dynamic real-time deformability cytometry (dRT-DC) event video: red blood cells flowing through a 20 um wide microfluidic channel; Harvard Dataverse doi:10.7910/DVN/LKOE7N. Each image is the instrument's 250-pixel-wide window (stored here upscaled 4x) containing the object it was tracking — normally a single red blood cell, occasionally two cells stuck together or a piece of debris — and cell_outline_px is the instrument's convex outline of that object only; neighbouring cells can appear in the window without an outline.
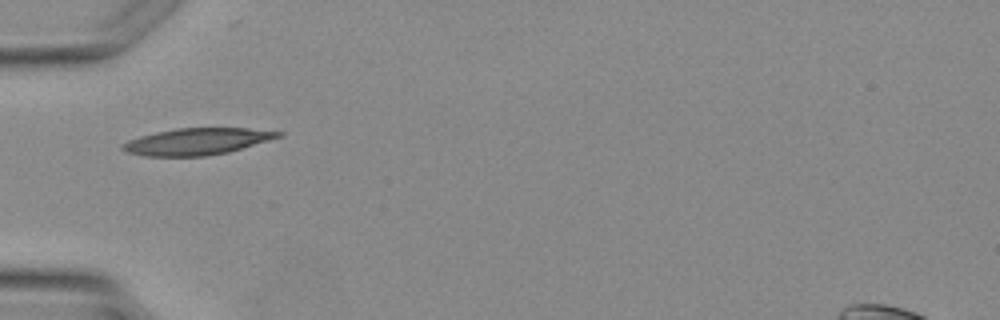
{"species": "Egyptian fruit bat (a non-hibernating species)", "species_latin": "Rousettus aegyptiacus", "temperature_condition": "warm", "stored_images_in_passage": 2, "camera_frame_rate_fps": 3000, "um_per_image_px": 0.085, "animal": {"sex": "female"}, "frame": {"image": 1, "passage_image": 2, "time_ms": 1.333, "image_size_px": [1000, 320], "cell_outline_px": [[284, 132], [280, 136], [268, 140], [228, 152], [204, 156], [144, 156], [128, 152], [120, 148], [120, 144], [128, 140], [140, 136], [156, 132], [176, 128], [248, 128]], "centroid_in_image_um": [16.69, 12.02], "position_along_channel_um": 68.3, "area_um2": 23.99}}